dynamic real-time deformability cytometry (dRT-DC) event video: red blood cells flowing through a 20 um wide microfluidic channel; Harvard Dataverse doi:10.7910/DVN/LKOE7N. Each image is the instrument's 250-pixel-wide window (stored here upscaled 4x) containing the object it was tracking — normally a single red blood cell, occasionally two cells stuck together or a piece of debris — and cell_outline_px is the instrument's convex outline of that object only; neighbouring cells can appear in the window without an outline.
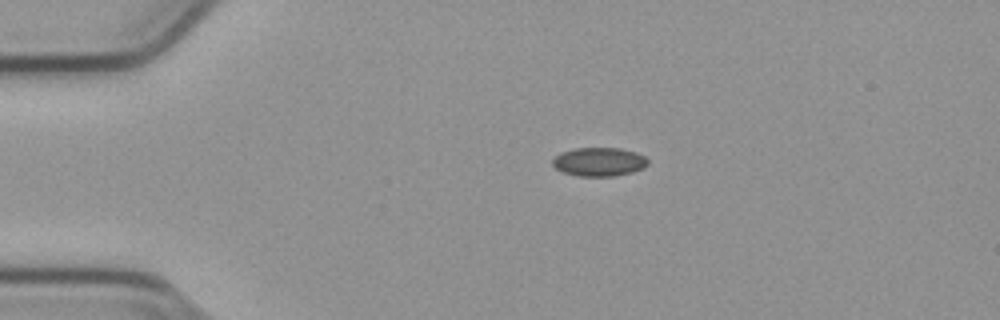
{"species": "common noctule bat (a hibernating species)", "species_latin": "Nyctalus noctula", "temperature_condition": "cold", "stored_images_in_passage": 44, "camera_frame_rate_fps": 3000, "um_per_image_px": 0.085, "animal": {"sex": "male", "body_mass_g": 23.1, "forearm_length_mm": 52.7}, "frame": {"image": 1, "passage_image": 1, "time_ms": 0.0, "image_size_px": [1000, 320], "cell_outline_px": [[648, 164], [644, 168], [632, 172], [616, 176], [576, 176], [564, 172], [556, 168], [552, 164], [552, 160], [560, 152], [576, 148], [620, 148], [636, 152], [644, 156], [648, 160]], "centroid_in_image_um": [50.93, 13.75], "position_along_channel_um": 34.1, "area_um2": 16.01}}
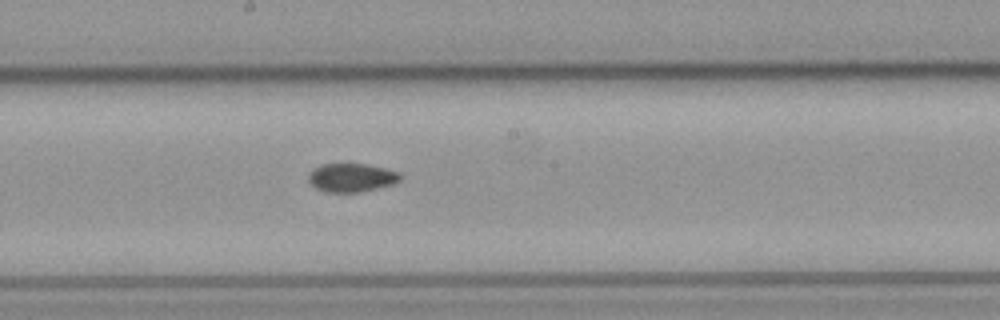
{"frame": {"image": 2, "passage_image": 19, "time_ms": 6.0, "image_size_px": [1000, 320], "cell_outline_px": [[400, 180], [392, 184], [360, 192], [324, 192], [316, 188], [308, 180], [308, 172], [320, 164], [368, 164], [400, 172]], "centroid_in_image_um": [29.84, 15.09], "position_along_channel_um": 218.4, "area_um2": 15.26}}
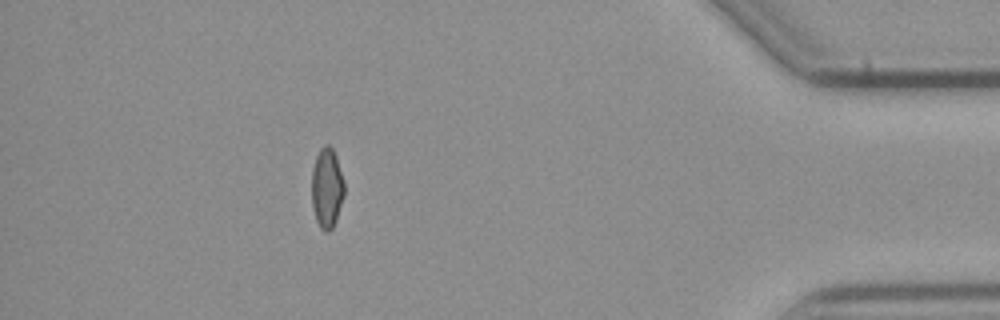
{"frame": {"image": 3, "passage_image": 38, "time_ms": 12.333, "image_size_px": [1000, 320], "cell_outline_px": [[344, 196], [336, 220], [332, 228], [328, 232], [324, 232], [320, 228], [316, 220], [312, 208], [312, 172], [316, 156], [320, 148], [324, 144], [328, 144], [332, 148], [336, 156], [344, 184]], "centroid_in_image_um": [27.78, 16.0], "position_along_channel_um": 407.4, "area_um2": 15.2}}